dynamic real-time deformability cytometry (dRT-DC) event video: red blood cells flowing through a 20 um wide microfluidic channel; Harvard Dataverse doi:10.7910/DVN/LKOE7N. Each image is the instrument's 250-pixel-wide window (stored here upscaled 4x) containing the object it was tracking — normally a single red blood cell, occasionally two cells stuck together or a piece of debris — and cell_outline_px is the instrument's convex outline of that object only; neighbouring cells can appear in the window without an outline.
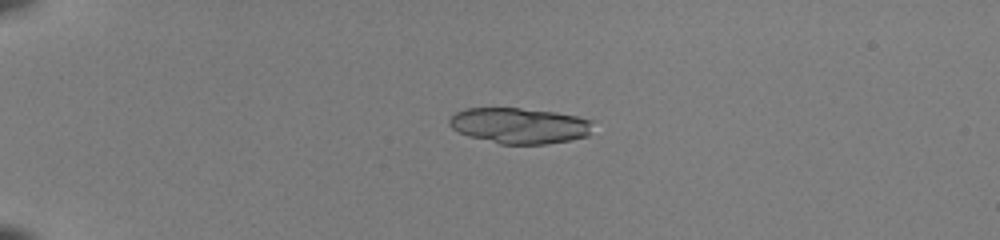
{"species": "common noctule bat (a hibernating species)", "species_latin": "Nyctalus noctula", "temperature_condition": "room temperature", "stored_images_in_passage": 24, "camera_frame_rate_fps": 3000, "um_per_image_px": 0.085, "animal": {"sex": "female", "body_mass_g": 22.0, "forearm_length_mm": 56.7}, "frame": {"image": 1, "passage_image": 11, "time_ms": 3.333, "image_size_px": [1000, 240], "cell_outline_px": [[592, 120], [588, 136], [568, 140], [544, 144], [500, 144], [468, 136], [452, 128], [448, 124], [448, 120], [456, 112], [464, 108], [520, 108], [556, 112], [576, 116]], "centroid_in_image_um": [44.12, 10.67], "position_along_channel_um": 40.9, "area_um2": 29.82}}
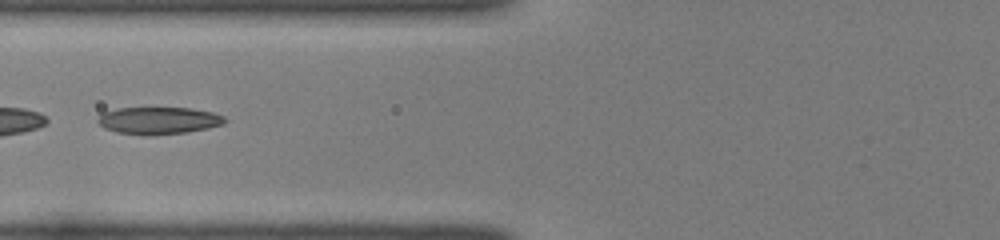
{"frame": {"image": 2, "passage_image": 21, "time_ms": 6.667, "image_size_px": [1000, 240], "cell_outline_px": [[228, 120], [224, 124], [208, 128], [184, 132], [116, 132], [104, 128], [96, 120], [104, 112], [116, 108], [192, 108], [212, 112], [224, 116]], "centroid_in_image_um": [13.53, 10.19], "position_along_channel_um": 112.3, "area_um2": 19.19}}